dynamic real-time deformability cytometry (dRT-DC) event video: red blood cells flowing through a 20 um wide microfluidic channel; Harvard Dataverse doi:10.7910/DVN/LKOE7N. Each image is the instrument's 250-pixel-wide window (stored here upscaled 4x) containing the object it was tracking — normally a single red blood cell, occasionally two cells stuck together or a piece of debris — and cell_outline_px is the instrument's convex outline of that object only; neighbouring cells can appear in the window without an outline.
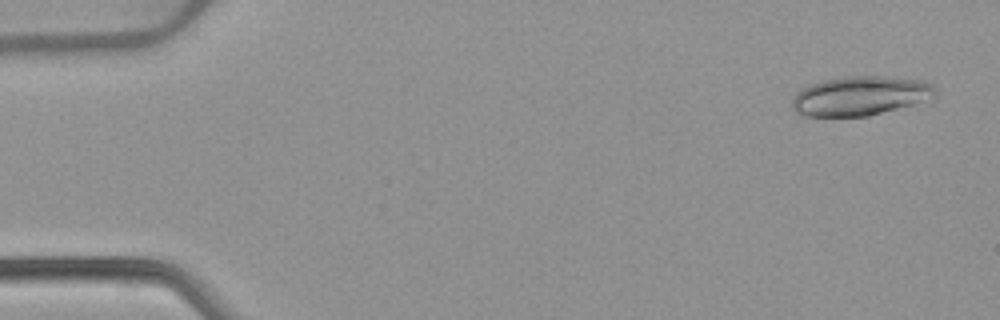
{"species": "common noctule bat (a hibernating species)", "species_latin": "Nyctalus noctula", "temperature_condition": "warm", "stored_images_in_passage": 51, "camera_frame_rate_fps": 3000, "um_per_image_px": 0.085, "animal": {"sex": "female", "body_mass_g": 22.7, "forearm_length_mm": 54.2}, "frame": {"image": 1, "passage_image": 2, "time_ms": 0.333, "image_size_px": [1000, 320], "cell_outline_px": [[936, 96], [912, 104], [868, 116], [800, 116], [792, 108], [792, 96], [800, 88], [824, 80], [844, 76], [884, 76], [924, 80], [932, 84], [936, 88]], "centroid_in_image_um": [73.08, 8.14], "position_along_channel_um": 11.9, "area_um2": 32.89}}